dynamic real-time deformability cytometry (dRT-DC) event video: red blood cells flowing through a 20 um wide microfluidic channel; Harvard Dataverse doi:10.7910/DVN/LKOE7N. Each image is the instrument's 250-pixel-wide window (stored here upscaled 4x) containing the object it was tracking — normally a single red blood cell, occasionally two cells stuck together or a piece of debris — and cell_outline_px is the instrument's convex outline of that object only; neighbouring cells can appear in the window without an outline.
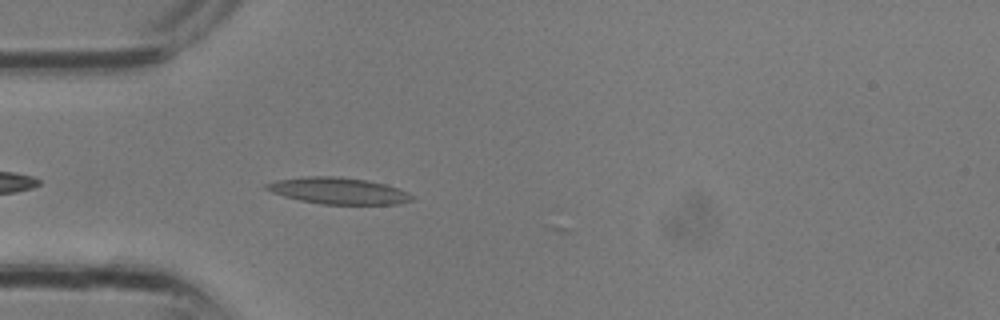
{"species": "common noctule bat (a hibernating species)", "species_latin": "Nyctalus noctula", "temperature_condition": "room temperature", "stored_images_in_passage": 4, "camera_frame_rate_fps": 3000, "um_per_image_px": 0.085, "animal": {"sex": "male", "body_mass_g": 13.3}, "frame": {"image": 1, "passage_image": 3, "time_ms": 0.667, "image_size_px": [1000, 320], "cell_outline_px": [[412, 200], [396, 204], [320, 204], [300, 200], [284, 196], [272, 192], [264, 188], [264, 184], [276, 180], [308, 176], [340, 176], [368, 180], [384, 184], [408, 192], [412, 196]], "centroid_in_image_um": [28.72, 16.21], "position_along_channel_um": 56.3, "area_um2": 22.37}}